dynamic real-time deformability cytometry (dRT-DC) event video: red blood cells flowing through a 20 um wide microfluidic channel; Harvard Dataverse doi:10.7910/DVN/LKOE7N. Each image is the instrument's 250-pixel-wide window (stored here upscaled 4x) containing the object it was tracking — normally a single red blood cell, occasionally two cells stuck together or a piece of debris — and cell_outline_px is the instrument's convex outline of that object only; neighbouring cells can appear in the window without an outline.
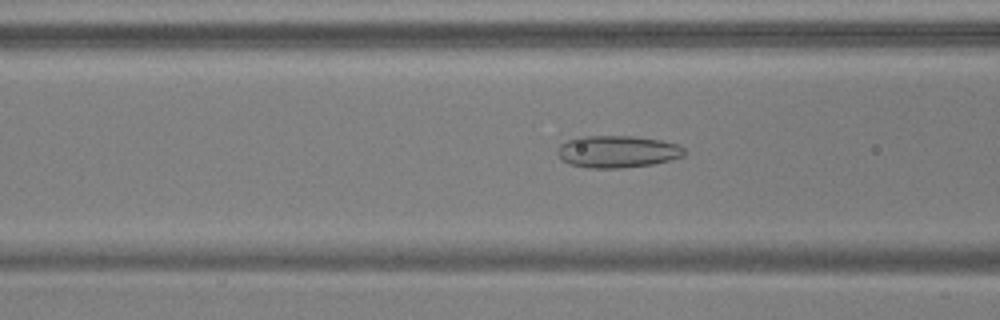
{"species": "common noctule bat (a hibernating species)", "species_latin": "Nyctalus noctula", "temperature_condition": "warm", "stored_images_in_passage": 54, "camera_frame_rate_fps": 3000, "um_per_image_px": 0.085, "animal": {"sex": "male", "body_mass_g": 17.9, "forearm_length_mm": 54.2}, "frame": {"image": 1, "passage_image": 21, "time_ms": 6.667, "image_size_px": [1000, 320], "cell_outline_px": [[684, 156], [652, 164], [620, 168], [588, 168], [568, 164], [560, 160], [556, 152], [560, 144], [568, 140], [580, 136], [632, 136], [660, 140], [680, 144], [684, 148]], "centroid_in_image_um": [52.43, 12.89], "position_along_channel_um": 114.2, "area_um2": 23.87}}
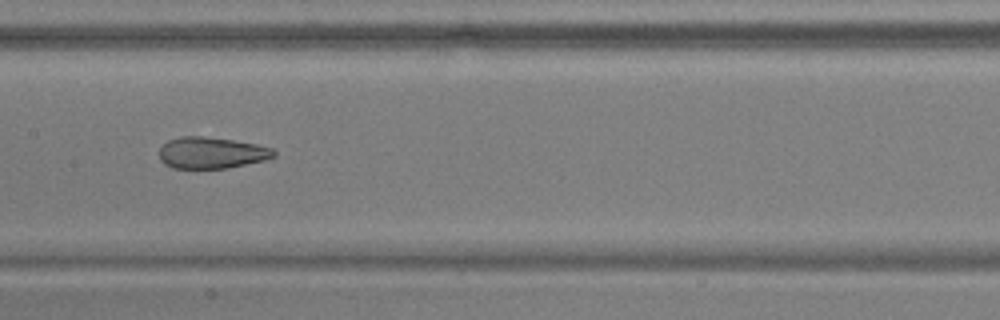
{"frame": {"image": 2, "passage_image": 27, "time_ms": 8.667, "image_size_px": [1000, 320], "cell_outline_px": [[276, 156], [264, 160], [228, 168], [172, 168], [164, 164], [160, 160], [160, 148], [168, 140], [180, 136], [204, 136], [232, 140], [256, 144], [272, 148], [276, 152]], "centroid_in_image_um": [17.97, 12.99], "position_along_channel_um": 189.4, "area_um2": 20.98}}
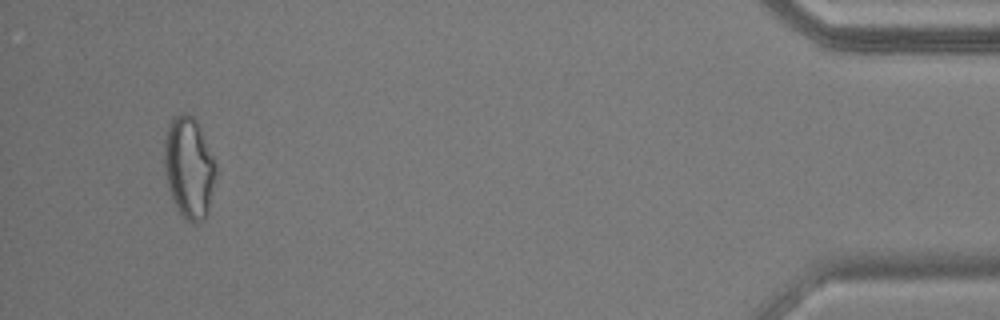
{"frame": {"image": 3, "passage_image": 51, "time_ms": 16.667, "image_size_px": [1000, 320], "cell_outline_px": [[216, 172], [208, 216], [204, 220], [192, 224], [176, 208], [172, 200], [164, 172], [164, 136], [168, 124], [172, 116], [180, 112], [188, 112], [200, 124], [216, 164]], "centroid_in_image_um": [16.06, 14.2], "position_along_channel_um": 419.1, "area_um2": 31.21}, "authors_computed_cell_mechanics": {"area_um2": 26.0678, "velocity_mm_per_s": 3.7481, "shape_relaxation_time_tau1_ms": null, "shape_relaxation_time_tau2_ms": 1.6849, "deformation_change_tau1": null, "deformation_change_tau2": 0.0913}}